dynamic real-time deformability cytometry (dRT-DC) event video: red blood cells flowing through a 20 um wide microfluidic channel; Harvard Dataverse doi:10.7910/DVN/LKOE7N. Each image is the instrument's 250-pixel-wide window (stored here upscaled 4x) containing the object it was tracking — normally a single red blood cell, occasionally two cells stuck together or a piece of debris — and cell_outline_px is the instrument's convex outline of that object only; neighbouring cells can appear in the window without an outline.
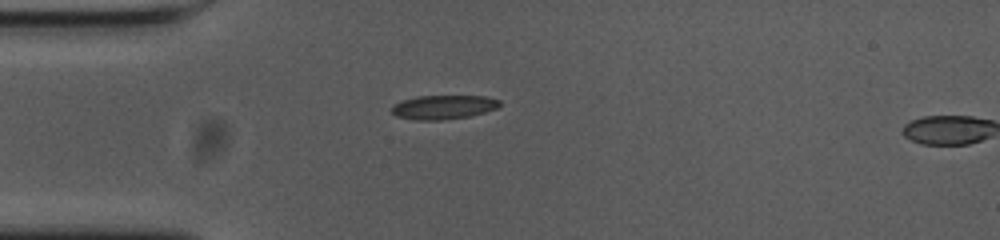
{"species": "common noctule bat (a hibernating species)", "species_latin": "Nyctalus noctula", "temperature_condition": "cold", "stored_images_in_passage": 2, "camera_frame_rate_fps": 3000, "um_per_image_px": 0.085, "animal": {"sex": "female", "body_mass_g": 23.0, "forearm_length_mm": 53.4}, "frame": {"image": 1, "passage_image": 1, "time_ms": 0.0, "image_size_px": [1000, 240], "cell_outline_px": [[500, 104], [496, 108], [484, 112], [468, 116], [440, 120], [416, 120], [396, 116], [392, 112], [392, 104], [400, 100], [416, 96], [484, 96], [500, 100]], "centroid_in_image_um": [37.63, 9.09], "position_along_channel_um": 47.4, "area_um2": 15.09}}